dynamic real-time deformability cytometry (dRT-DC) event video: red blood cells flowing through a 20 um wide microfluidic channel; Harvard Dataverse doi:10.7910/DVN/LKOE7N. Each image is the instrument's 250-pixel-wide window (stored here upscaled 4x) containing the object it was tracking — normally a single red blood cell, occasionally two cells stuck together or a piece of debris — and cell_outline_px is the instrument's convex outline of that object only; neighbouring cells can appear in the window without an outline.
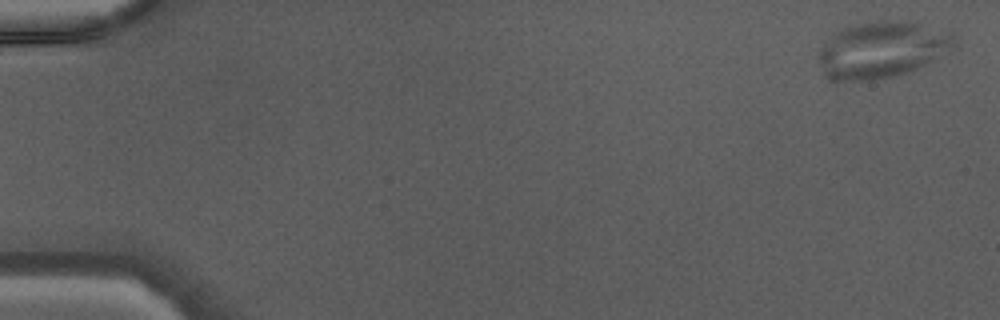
{"species": "Egyptian fruit bat (a non-hibernating species)", "species_latin": "Rousettus aegyptiacus", "temperature_condition": "warm", "stored_images_in_passage": 14, "camera_frame_rate_fps": 3000, "um_per_image_px": 0.085, "animal": {"sex": "male"}, "frame": {"image": 1, "passage_image": 1, "time_ms": 0.0, "image_size_px": [1000, 320], "cell_outline_px": [[956, 44], [952, 48], [916, 68], [908, 72], [892, 76], [872, 80], [840, 80], [828, 76], [816, 56], [820, 48], [836, 28], [852, 24], [880, 20], [916, 20], [952, 32], [956, 36]], "centroid_in_image_um": [74.97, 4.15], "position_along_channel_um": 10.0, "area_um2": 44.97}}